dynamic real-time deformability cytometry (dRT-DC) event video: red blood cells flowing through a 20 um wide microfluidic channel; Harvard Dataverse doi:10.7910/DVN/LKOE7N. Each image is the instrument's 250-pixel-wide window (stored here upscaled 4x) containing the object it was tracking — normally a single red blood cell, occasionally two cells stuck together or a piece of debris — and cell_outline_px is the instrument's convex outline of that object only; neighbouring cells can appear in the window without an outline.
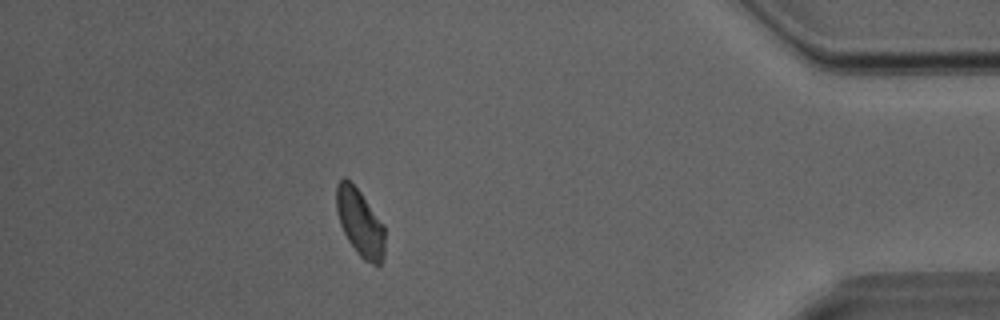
{"species": "Egyptian fruit bat (a non-hibernating species)", "species_latin": "Rousettus aegyptiacus", "temperature_condition": "room temperature", "stored_images_in_passage": 28, "camera_frame_rate_fps": 3000, "um_per_image_px": 0.085, "animal": {"sex": "male"}, "frame": {"image": 1, "passage_image": 24, "time_ms": 7.667, "image_size_px": [1000, 320], "cell_outline_px": [[384, 256], [380, 264], [372, 264], [364, 260], [356, 252], [348, 240], [340, 224], [336, 212], [336, 184], [344, 176], [360, 192], [384, 224]], "centroid_in_image_um": [30.59, 18.93], "position_along_channel_um": 404.6, "area_um2": 18.9}}